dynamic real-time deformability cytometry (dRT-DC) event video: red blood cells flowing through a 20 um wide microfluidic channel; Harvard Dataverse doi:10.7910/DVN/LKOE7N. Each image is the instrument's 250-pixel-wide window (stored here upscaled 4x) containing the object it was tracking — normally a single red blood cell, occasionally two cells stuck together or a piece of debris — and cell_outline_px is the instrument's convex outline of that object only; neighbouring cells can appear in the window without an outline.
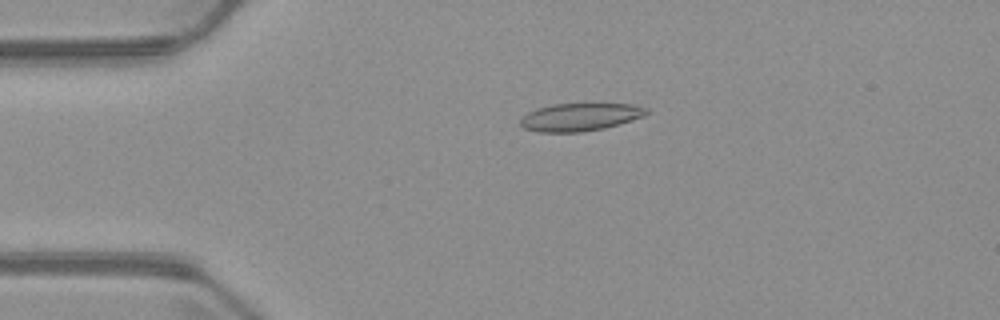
{"species": "common noctule bat (a hibernating species)", "species_latin": "Nyctalus noctula", "temperature_condition": "warm", "stored_images_in_passage": 4, "camera_frame_rate_fps": 3000, "um_per_image_px": 0.085, "animal": {"sex": "male", "body_mass_g": 23.1, "forearm_length_mm": 52.7}, "frame": {"image": 1, "passage_image": 3, "time_ms": 3.333, "image_size_px": [1000, 320], "cell_outline_px": [[648, 112], [644, 116], [620, 124], [604, 128], [580, 132], [540, 132], [524, 128], [520, 124], [520, 120], [528, 112], [536, 108], [552, 104], [632, 104], [648, 108]], "centroid_in_image_um": [49.31, 9.94], "position_along_channel_um": 35.7, "area_um2": 20.35}}